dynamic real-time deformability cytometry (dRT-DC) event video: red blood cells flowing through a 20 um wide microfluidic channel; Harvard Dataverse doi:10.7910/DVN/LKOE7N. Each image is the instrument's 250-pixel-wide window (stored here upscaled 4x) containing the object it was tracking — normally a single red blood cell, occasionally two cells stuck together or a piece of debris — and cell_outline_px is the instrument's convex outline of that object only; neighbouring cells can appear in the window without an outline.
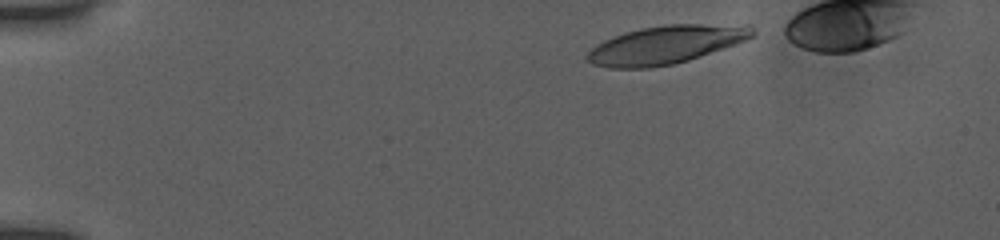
{"species": "human", "species_latin": "Homo sapiens", "temperature_condition": "room temperature", "stored_images_in_passage": 41, "camera_frame_rate_fps": 3000, "um_per_image_px": 0.085, "donor": {"sex": "female"}, "frame": {"image": 1, "passage_image": 3, "time_ms": 0.667, "image_size_px": [1000, 240], "cell_outline_px": [[756, 36], [736, 44], [688, 60], [672, 64], [648, 68], [608, 68], [592, 64], [584, 56], [596, 44], [604, 40], [624, 32], [640, 28], [664, 24], [752, 24], [756, 28]], "centroid_in_image_um": [56.65, 3.78], "position_along_channel_um": 28.4, "area_um2": 37.22}}
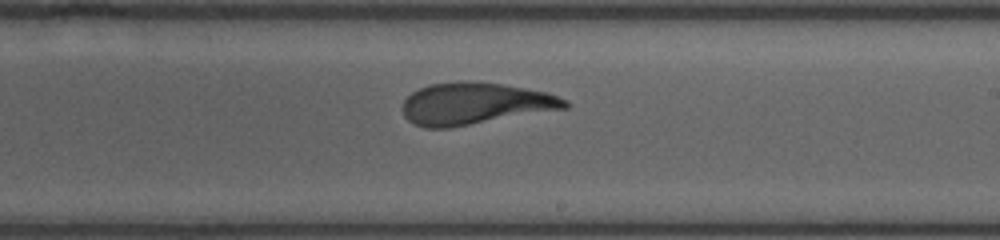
{"frame": {"image": 2, "passage_image": 27, "time_ms": 8.667, "image_size_px": [1000, 240], "cell_outline_px": [[568, 108], [448, 128], [424, 128], [408, 120], [404, 116], [400, 108], [404, 100], [412, 92], [420, 88], [432, 84], [504, 84], [548, 92], [568, 100]], "centroid_in_image_um": [40.38, 8.85], "position_along_channel_um": 248.6, "area_um2": 38.73}}
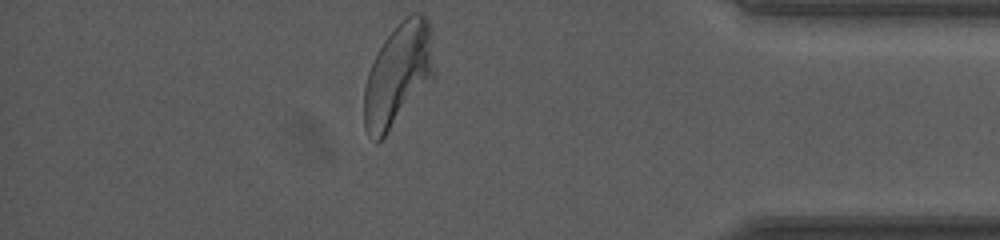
{"frame": {"image": 3, "passage_image": 41, "time_ms": 13.333, "image_size_px": [1000, 240], "cell_outline_px": [[432, 80], [384, 136], [376, 144], [368, 136], [364, 128], [364, 88], [368, 72], [384, 40], [404, 16], [412, 12], [424, 12], [428, 20], [432, 68]], "centroid_in_image_um": [33.79, 6.35], "position_along_channel_um": 401.4, "area_um2": 41.04}}